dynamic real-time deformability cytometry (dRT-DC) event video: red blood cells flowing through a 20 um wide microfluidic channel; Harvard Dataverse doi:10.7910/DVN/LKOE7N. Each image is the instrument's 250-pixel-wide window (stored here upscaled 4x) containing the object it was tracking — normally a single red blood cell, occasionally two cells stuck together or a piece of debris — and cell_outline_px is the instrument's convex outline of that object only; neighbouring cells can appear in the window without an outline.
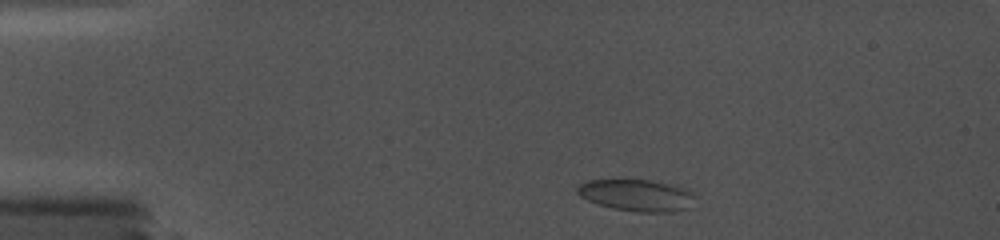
{"species": "common noctule bat (a hibernating species)", "species_latin": "Nyctalus noctula", "temperature_condition": "cold", "stored_images_in_passage": 36, "camera_frame_rate_fps": 5000, "um_per_image_px": 0.085, "animal": {"sex": "female", "body_mass_g": 19.0, "forearm_length_mm": 56.7}, "frame": {"image": 1, "passage_image": 1, "time_ms": 0.0, "image_size_px": [1000, 240], "cell_outline_px": [[692, 196], [688, 208], [672, 212], [640, 212], [612, 208], [588, 200], [580, 196], [576, 192], [576, 188], [580, 184], [588, 180], [648, 180], [668, 184], [684, 188], [692, 192]], "centroid_in_image_um": [54.07, 16.6], "position_along_channel_um": 30.9, "area_um2": 21.33}}
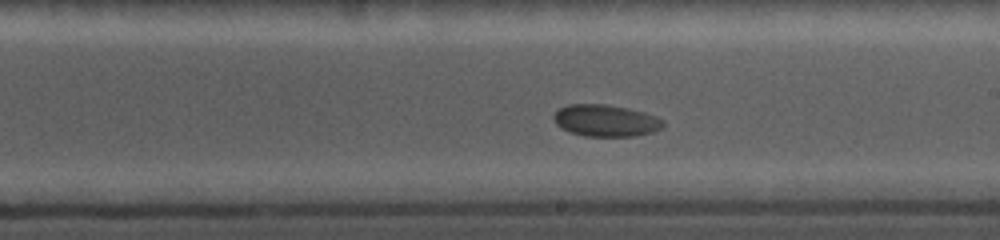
{"frame": {"image": 2, "passage_image": 22, "time_ms": 7.4, "image_size_px": [1000, 240], "cell_outline_px": [[664, 124], [660, 128], [652, 132], [636, 136], [584, 136], [568, 132], [560, 128], [556, 124], [552, 116], [560, 108], [568, 104], [604, 104], [628, 108], [644, 112], [656, 116], [664, 120]], "centroid_in_image_um": [51.46, 10.25], "position_along_channel_um": 237.5, "area_um2": 20.4}}
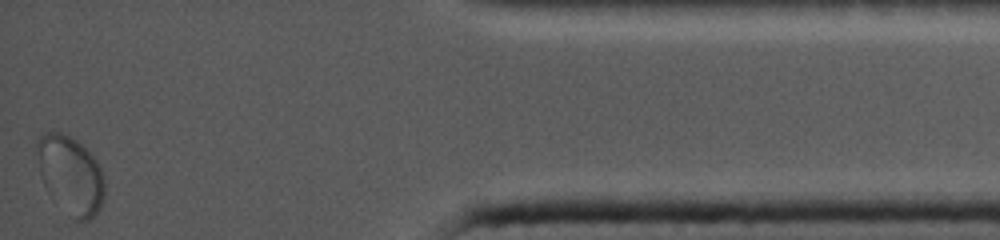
{"frame": {"image": 3, "passage_image": 36, "time_ms": 13.8, "image_size_px": [1000, 240], "cell_outline_px": [[104, 200], [100, 208], [88, 220], [76, 220], [40, 172], [36, 152], [36, 140], [44, 132], [60, 132], [76, 140], [96, 160], [104, 176]], "centroid_in_image_um": [6.05, 14.77], "position_along_channel_um": 429.1, "area_um2": 28.96}}